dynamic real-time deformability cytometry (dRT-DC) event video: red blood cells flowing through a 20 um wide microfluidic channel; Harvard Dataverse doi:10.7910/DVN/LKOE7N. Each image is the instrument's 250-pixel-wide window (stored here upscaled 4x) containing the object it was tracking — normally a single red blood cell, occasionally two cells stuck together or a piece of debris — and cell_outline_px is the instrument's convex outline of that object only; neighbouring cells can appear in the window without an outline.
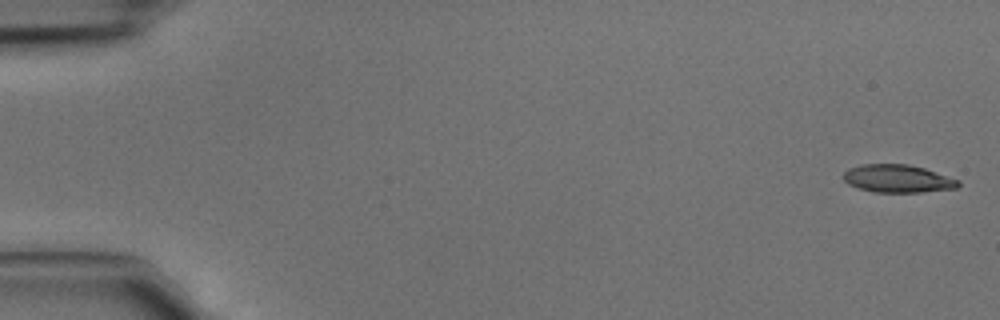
{"species": "common noctule bat (a hibernating species)", "species_latin": "Nyctalus noctula", "temperature_condition": "cold", "stored_images_in_passage": 45, "camera_frame_rate_fps": 3000, "um_per_image_px": 0.085, "animal": {"sex": "male", "body_mass_g": 15.6}, "frame": {"image": 1, "passage_image": 1, "time_ms": 0.0, "image_size_px": [1000, 320], "cell_outline_px": [[960, 184], [956, 188], [920, 192], [872, 192], [848, 184], [844, 180], [844, 172], [848, 168], [860, 164], [908, 164], [924, 168], [960, 180]], "centroid_in_image_um": [76.29, 15.18], "position_along_channel_um": 8.7, "area_um2": 18.61}}
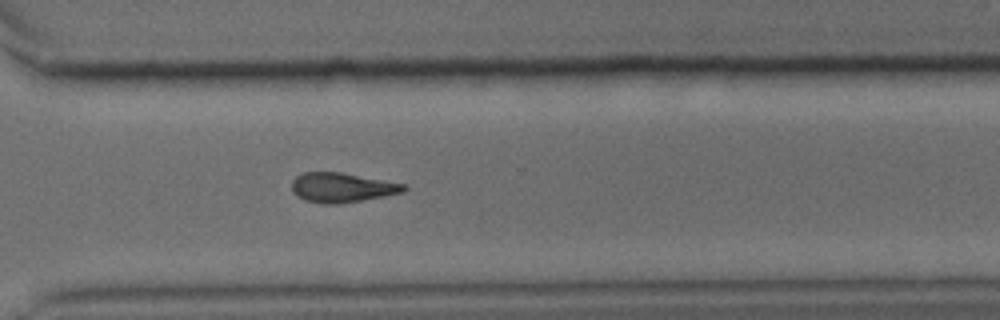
{"frame": {"image": 2, "passage_image": 33, "time_ms": 10.667, "image_size_px": [1000, 320], "cell_outline_px": [[408, 188], [404, 192], [384, 196], [340, 204], [324, 204], [304, 200], [296, 196], [292, 192], [292, 180], [296, 176], [304, 172], [340, 172], [404, 184]], "centroid_in_image_um": [29.03, 15.95], "position_along_channel_um": 341.6, "area_um2": 19.31}}
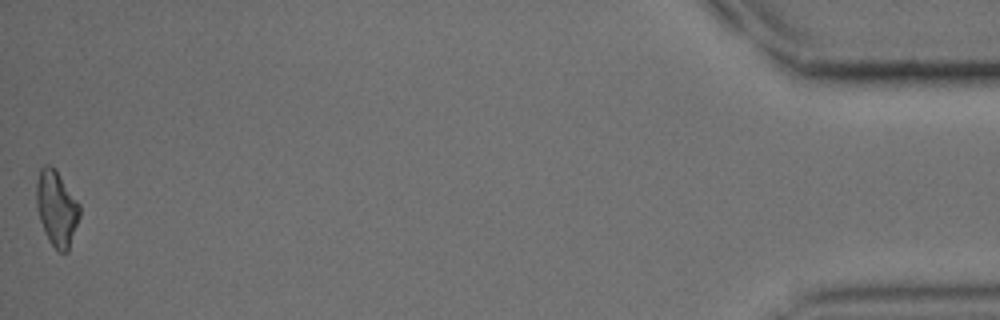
{"frame": {"image": 3, "passage_image": 45, "time_ms": 14.667, "image_size_px": [1000, 320], "cell_outline_px": [[80, 216], [68, 252], [60, 252], [48, 240], [44, 232], [40, 220], [36, 204], [36, 180], [40, 168], [44, 164], [48, 164], [56, 172], [80, 204]], "centroid_in_image_um": [4.8, 17.73], "position_along_channel_um": 430.4, "area_um2": 18.79}}